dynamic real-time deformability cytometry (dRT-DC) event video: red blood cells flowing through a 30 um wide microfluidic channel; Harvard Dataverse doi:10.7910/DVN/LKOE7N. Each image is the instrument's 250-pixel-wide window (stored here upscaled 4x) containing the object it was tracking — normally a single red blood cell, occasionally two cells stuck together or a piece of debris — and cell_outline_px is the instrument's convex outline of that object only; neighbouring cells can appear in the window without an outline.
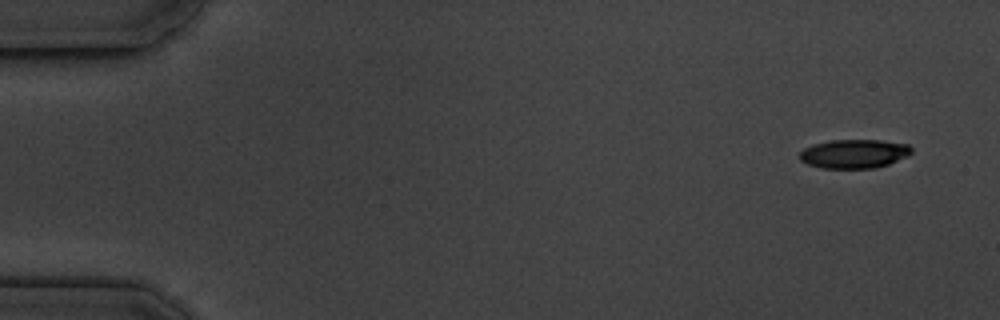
{"species": "common noctule bat (a hibernating species)", "species_latin": "Nyctalus noctula", "temperature_condition": "cold", "stored_images_in_passage": 5, "camera_frame_rate_fps": 3000, "um_per_image_px": 0.085, "animal": {"sex": "male", "body_mass_g": 19.5, "forearm_length_mm": 54.6}, "frame": {"image": 1, "passage_image": 1, "time_ms": 0.0, "image_size_px": [1000, 320], "cell_outline_px": [[912, 152], [908, 156], [888, 164], [876, 168], [820, 168], [808, 164], [800, 160], [800, 152], [804, 148], [812, 144], [832, 140], [880, 140], [908, 144], [912, 148]], "centroid_in_image_um": [72.6, 13.07], "position_along_channel_um": 12.4, "area_um2": 18.9}}
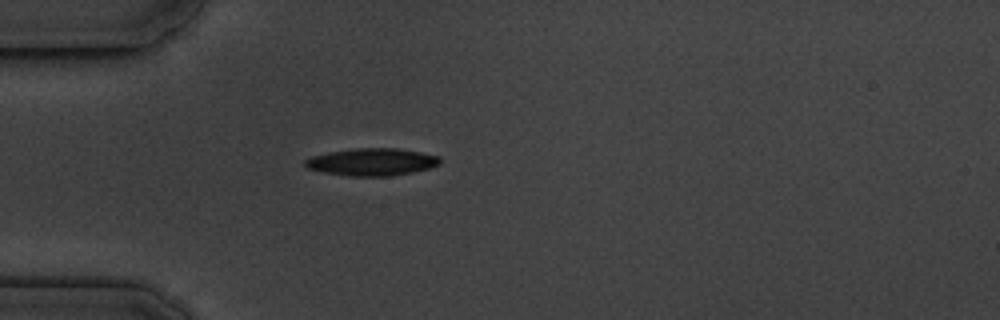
{"frame": {"image": 2, "passage_image": 5, "time_ms": 4.333, "image_size_px": [1000, 320], "cell_outline_px": [[440, 164], [428, 168], [412, 172], [392, 176], [348, 176], [324, 172], [308, 168], [304, 164], [304, 160], [312, 156], [328, 152], [356, 148], [396, 148], [420, 152], [440, 156]], "centroid_in_image_um": [31.61, 13.76], "position_along_channel_um": 53.4, "area_um2": 21.44}}